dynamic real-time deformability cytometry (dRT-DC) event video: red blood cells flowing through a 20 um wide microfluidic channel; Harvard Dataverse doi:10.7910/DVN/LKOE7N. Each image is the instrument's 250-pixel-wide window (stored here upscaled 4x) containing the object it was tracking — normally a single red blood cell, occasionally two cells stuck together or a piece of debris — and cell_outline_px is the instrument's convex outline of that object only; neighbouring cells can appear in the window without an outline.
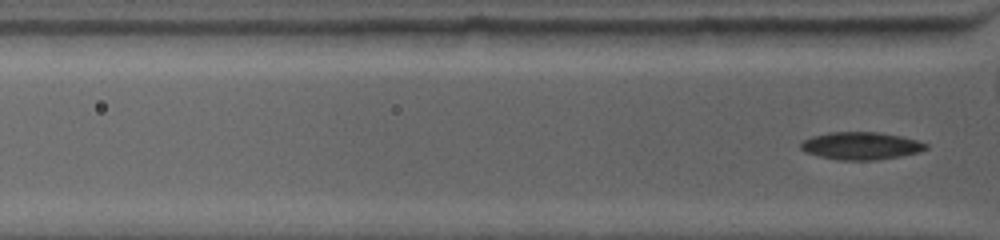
{"species": "common noctule bat (a hibernating species)", "species_latin": "Nyctalus noctula", "temperature_condition": "warm", "stored_images_in_passage": 2, "camera_frame_rate_fps": 4500, "um_per_image_px": 0.085, "animal": {"sex": "female", "body_mass_g": 19.0, "forearm_length_mm": 53.3}, "frame": {"image": 1, "passage_image": 2, "time_ms": 1.333, "image_size_px": [1000, 240], "cell_outline_px": [[928, 148], [920, 152], [900, 156], [876, 160], [836, 160], [804, 152], [800, 148], [800, 144], [804, 140], [812, 136], [828, 132], [876, 132], [900, 136], [916, 140], [928, 144]], "centroid_in_image_um": [73.17, 12.4], "position_along_channel_um": 52.6, "area_um2": 20.11}}